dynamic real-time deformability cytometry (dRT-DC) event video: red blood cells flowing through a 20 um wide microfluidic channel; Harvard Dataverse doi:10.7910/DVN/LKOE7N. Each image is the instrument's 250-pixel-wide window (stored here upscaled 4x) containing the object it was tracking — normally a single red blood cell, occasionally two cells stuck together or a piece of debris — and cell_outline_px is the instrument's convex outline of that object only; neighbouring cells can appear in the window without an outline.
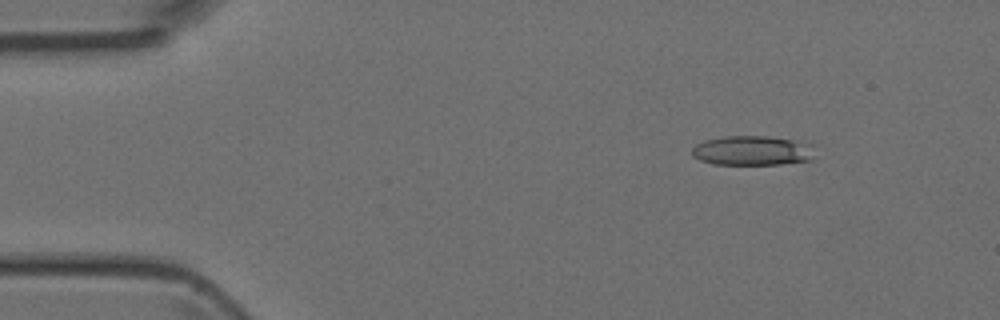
{"species": "Egyptian fruit bat (a non-hibernating species)", "species_latin": "Rousettus aegyptiacus", "temperature_condition": "room temperature", "stored_images_in_passage": 3, "camera_frame_rate_fps": 3000, "um_per_image_px": 0.085, "animal": {"sex": "female"}, "frame": {"image": 1, "passage_image": 1, "time_ms": 0.0, "image_size_px": [1000, 320], "cell_outline_px": [[816, 144], [812, 160], [780, 164], [712, 164], [700, 160], [692, 156], [692, 148], [696, 144], [704, 140], [724, 136], [768, 136]], "centroid_in_image_um": [63.98, 12.8], "position_along_channel_um": 21.0, "area_um2": 21.44}}